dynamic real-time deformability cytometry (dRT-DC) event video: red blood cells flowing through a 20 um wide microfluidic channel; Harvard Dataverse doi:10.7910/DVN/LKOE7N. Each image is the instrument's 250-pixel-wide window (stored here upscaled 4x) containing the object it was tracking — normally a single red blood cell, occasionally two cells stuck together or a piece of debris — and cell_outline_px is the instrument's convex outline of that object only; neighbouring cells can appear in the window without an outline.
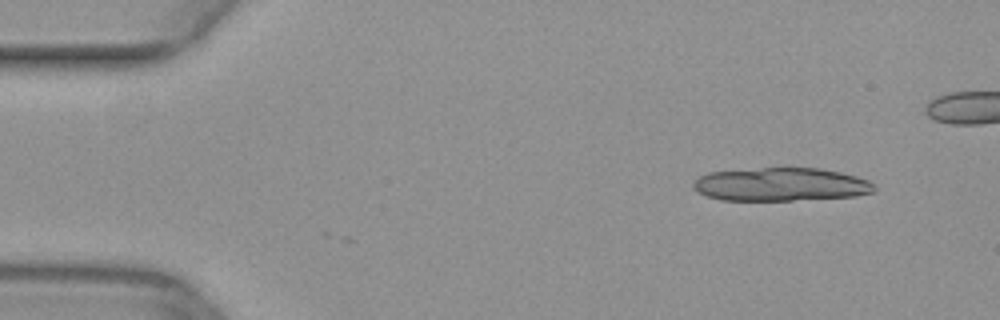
{"species": "common noctule bat (a hibernating species)", "species_latin": "Nyctalus noctula", "temperature_condition": "warm", "stored_images_in_passage": 11, "camera_frame_rate_fps": 3000, "um_per_image_px": 0.085, "animal": {"sex": "female", "body_mass_g": 29.2, "forearm_length_mm": 56.3}, "frame": {"image": 1, "passage_image": 1, "time_ms": 0.0, "image_size_px": [1000, 320], "cell_outline_px": [[876, 192], [856, 196], [792, 200], [720, 200], [708, 196], [692, 188], [692, 184], [700, 176], [708, 172], [764, 168], [820, 168], [840, 172], [856, 176], [868, 180], [876, 188]], "centroid_in_image_um": [66.4, 15.68], "position_along_channel_um": 18.6, "area_um2": 35.03}}